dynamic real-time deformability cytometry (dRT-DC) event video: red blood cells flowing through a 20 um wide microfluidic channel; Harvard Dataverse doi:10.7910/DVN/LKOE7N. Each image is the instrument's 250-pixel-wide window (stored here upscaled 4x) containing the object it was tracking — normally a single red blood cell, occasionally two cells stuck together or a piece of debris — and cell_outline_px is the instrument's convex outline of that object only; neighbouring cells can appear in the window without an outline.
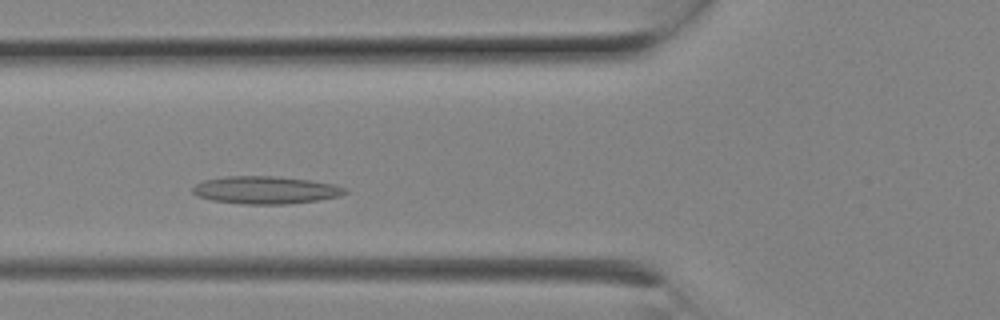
{"species": "Egyptian fruit bat (a non-hibernating species)", "species_latin": "Rousettus aegyptiacus", "temperature_condition": "room temperature", "stored_images_in_passage": 6, "camera_frame_rate_fps": 3000, "um_per_image_px": 0.085, "animal": {"sex": "female"}, "frame": {"image": 1, "passage_image": 5, "time_ms": 1.333, "image_size_px": [1000, 320], "cell_outline_px": [[348, 192], [340, 196], [316, 200], [288, 204], [244, 204], [212, 200], [196, 196], [192, 192], [192, 188], [200, 180], [228, 176], [276, 176], [308, 180], [336, 184], [348, 188]], "centroid_in_image_um": [22.57, 16.15], "position_along_channel_um": 103.2, "area_um2": 24.68}}
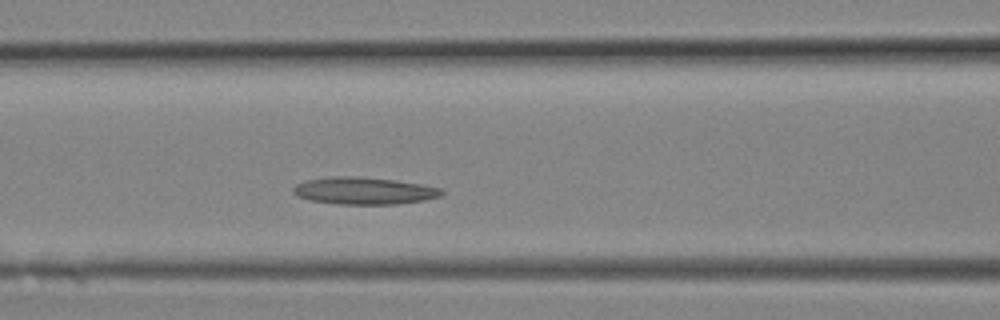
{"frame": {"image": 2, "passage_image": 6, "time_ms": 1.667, "image_size_px": [1000, 320], "cell_outline_px": [[444, 192], [440, 196], [424, 200], [396, 204], [336, 204], [308, 200], [296, 196], [292, 192], [292, 188], [296, 184], [304, 180], [328, 176], [360, 176], [396, 180], [420, 184], [440, 188]], "centroid_in_image_um": [30.86, 16.21], "position_along_channel_um": 135.7, "area_um2": 23.76}}